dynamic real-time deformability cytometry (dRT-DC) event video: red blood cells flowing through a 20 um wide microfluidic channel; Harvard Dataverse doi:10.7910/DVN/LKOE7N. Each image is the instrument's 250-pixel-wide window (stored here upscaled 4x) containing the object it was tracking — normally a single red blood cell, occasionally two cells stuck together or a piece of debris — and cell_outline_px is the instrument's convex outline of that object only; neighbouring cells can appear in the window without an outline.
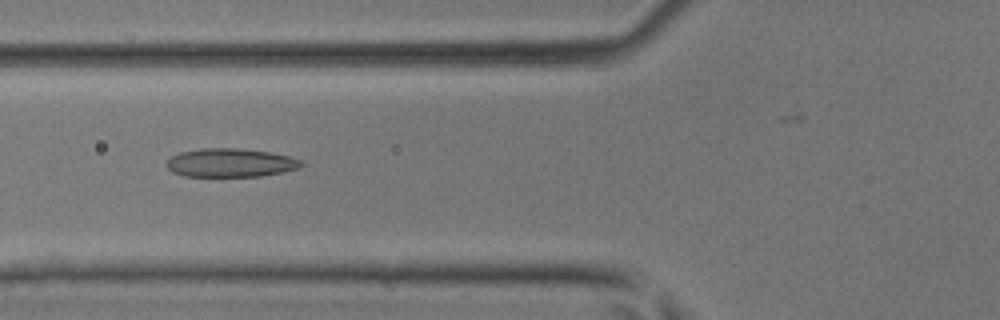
{"species": "common noctule bat (a hibernating species)", "species_latin": "Nyctalus noctula", "temperature_condition": "room temperature", "stored_images_in_passage": 26, "camera_frame_rate_fps": 3000, "um_per_image_px": 0.085, "animal": {"sex": "male", "body_mass_g": 17.9, "forearm_length_mm": 54.2}, "frame": {"image": 1, "passage_image": 8, "time_ms": 2.333, "image_size_px": [1000, 320], "cell_outline_px": [[304, 164], [300, 168], [284, 172], [260, 176], [184, 176], [172, 172], [164, 164], [172, 156], [180, 152], [204, 148], [240, 148], [268, 152], [288, 156], [300, 160]], "centroid_in_image_um": [19.58, 13.84], "position_along_channel_um": 106.2, "area_um2": 22.43}}
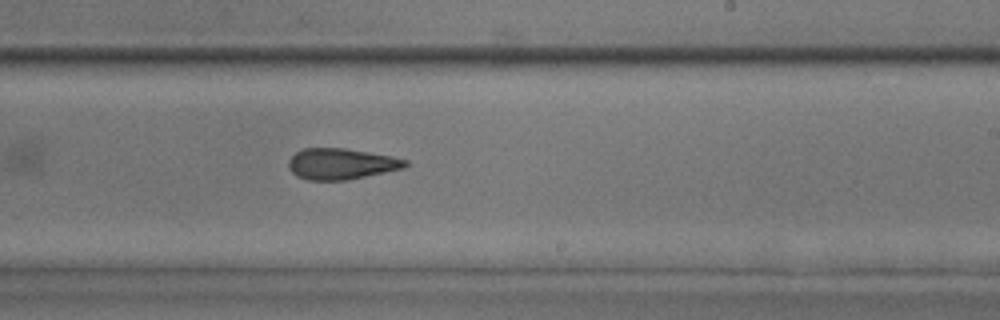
{"frame": {"image": 2, "passage_image": 18, "time_ms": 5.667, "image_size_px": [1000, 320], "cell_outline_px": [[408, 164], [404, 168], [348, 180], [308, 180], [296, 176], [288, 168], [288, 160], [296, 152], [304, 148], [344, 148], [392, 156], [408, 160]], "centroid_in_image_um": [28.99, 13.93], "position_along_channel_um": 260.0, "area_um2": 21.15}}
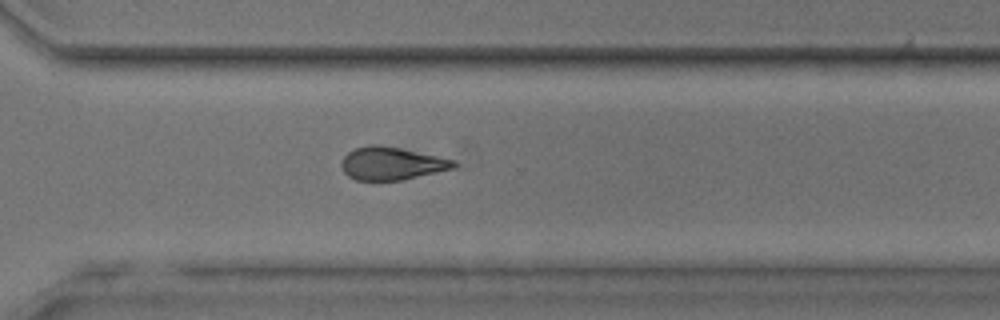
{"frame": {"image": 3, "passage_image": 23, "time_ms": 7.333, "image_size_px": [1000, 320], "cell_outline_px": [[456, 168], [400, 180], [356, 180], [348, 176], [344, 172], [340, 164], [344, 156], [348, 152], [356, 148], [368, 144], [380, 144], [400, 148], [436, 156], [452, 160], [456, 164]], "centroid_in_image_um": [33.24, 13.89], "position_along_channel_um": 337.4, "area_um2": 21.33}}